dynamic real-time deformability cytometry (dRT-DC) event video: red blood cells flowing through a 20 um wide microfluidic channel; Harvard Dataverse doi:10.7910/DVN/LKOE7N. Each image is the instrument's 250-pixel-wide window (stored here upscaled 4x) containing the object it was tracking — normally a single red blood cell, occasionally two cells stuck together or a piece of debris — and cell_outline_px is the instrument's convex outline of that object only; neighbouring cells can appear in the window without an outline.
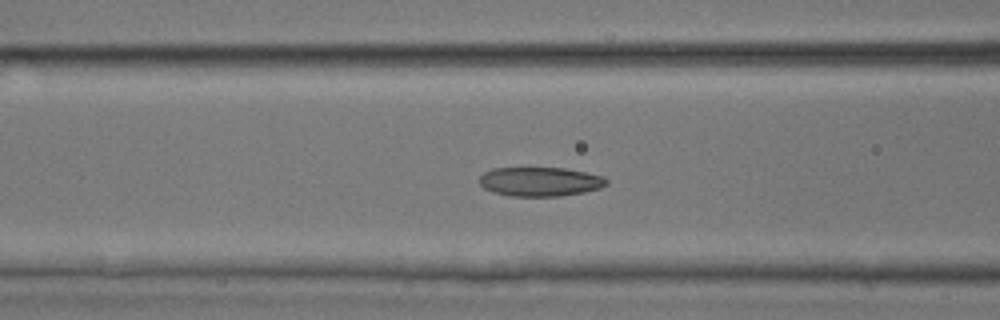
{"species": "common noctule bat (a hibernating species)", "species_latin": "Nyctalus noctula", "temperature_condition": "room temperature", "stored_images_in_passage": 46, "camera_frame_rate_fps": 3000, "um_per_image_px": 0.085, "animal": {"sex": "male", "body_mass_g": 17.9, "forearm_length_mm": 54.2}, "frame": {"image": 1, "passage_image": 19, "time_ms": 6.0, "image_size_px": [1000, 320], "cell_outline_px": [[608, 184], [600, 188], [584, 192], [560, 196], [508, 196], [492, 192], [484, 188], [480, 184], [480, 176], [484, 172], [492, 168], [564, 168], [604, 176], [608, 180]], "centroid_in_image_um": [45.9, 15.44], "position_along_channel_um": 120.7, "area_um2": 21.68}}
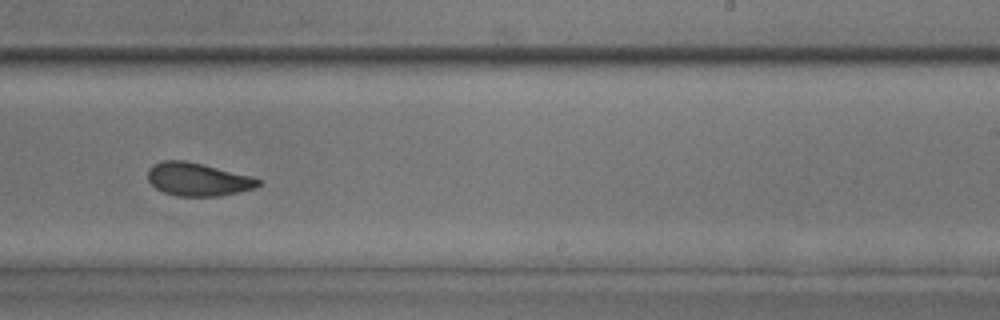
{"frame": {"image": 2, "passage_image": 29, "time_ms": 9.333, "image_size_px": [1000, 320], "cell_outline_px": [[260, 184], [256, 188], [220, 196], [176, 196], [164, 192], [156, 188], [148, 180], [148, 168], [152, 164], [164, 160], [184, 160], [248, 176], [260, 180]], "centroid_in_image_um": [16.76, 15.25], "position_along_channel_um": 272.2, "area_um2": 20.98}}
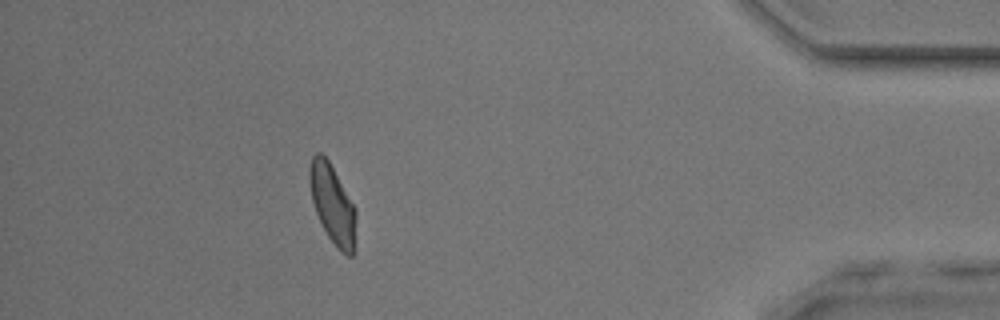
{"frame": {"image": 3, "passage_image": 41, "time_ms": 13.333, "image_size_px": [1000, 320], "cell_outline_px": [[356, 252], [352, 256], [348, 256], [340, 252], [328, 236], [316, 212], [312, 200], [308, 180], [308, 168], [312, 156], [316, 152], [320, 152], [328, 160], [356, 208]], "centroid_in_image_um": [28.28, 17.39], "position_along_channel_um": 406.9, "area_um2": 21.68}}